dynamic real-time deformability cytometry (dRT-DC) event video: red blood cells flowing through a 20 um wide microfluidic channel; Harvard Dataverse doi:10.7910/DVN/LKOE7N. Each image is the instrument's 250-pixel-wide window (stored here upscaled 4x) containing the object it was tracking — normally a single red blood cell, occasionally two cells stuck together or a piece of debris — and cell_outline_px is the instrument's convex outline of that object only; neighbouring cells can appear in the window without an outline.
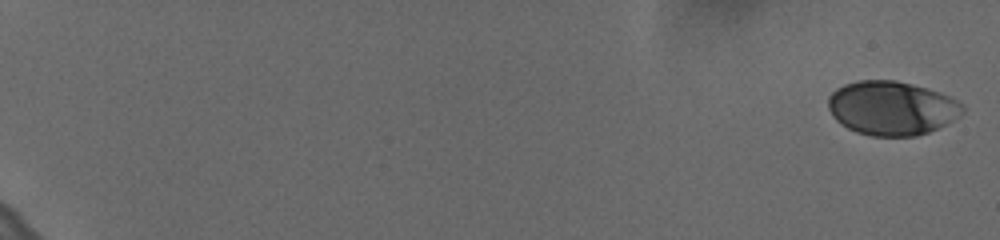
{"species": "human", "species_latin": "Homo sapiens", "temperature_condition": "cold", "stored_images_in_passage": 11, "camera_frame_rate_fps": 3000, "um_per_image_px": 0.085, "donor": {"sex": "female"}, "frame": {"image": 1, "passage_image": 1, "time_ms": 0.0, "image_size_px": [1000, 240], "cell_outline_px": [[964, 112], [960, 116], [928, 132], [916, 136], [872, 136], [856, 132], [840, 124], [832, 116], [828, 108], [828, 96], [836, 88], [844, 84], [860, 80], [896, 80], [928, 88], [952, 96], [964, 104]], "centroid_in_image_um": [75.8, 9.18], "position_along_channel_um": 9.2, "area_um2": 42.66}}
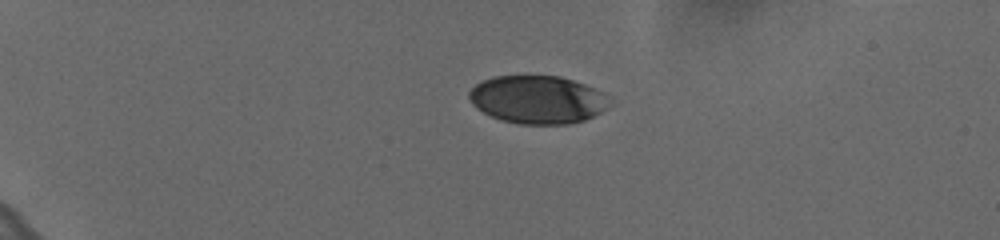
{"frame": {"image": 2, "passage_image": 7, "time_ms": 2.0, "image_size_px": [1000, 240], "cell_outline_px": [[612, 100], [600, 112], [584, 120], [568, 124], [516, 124], [500, 120], [476, 108], [472, 104], [468, 96], [468, 92], [476, 84], [492, 76], [560, 76], [584, 84], [604, 92]], "centroid_in_image_um": [45.68, 8.47], "position_along_channel_um": 39.3, "area_um2": 39.3}}
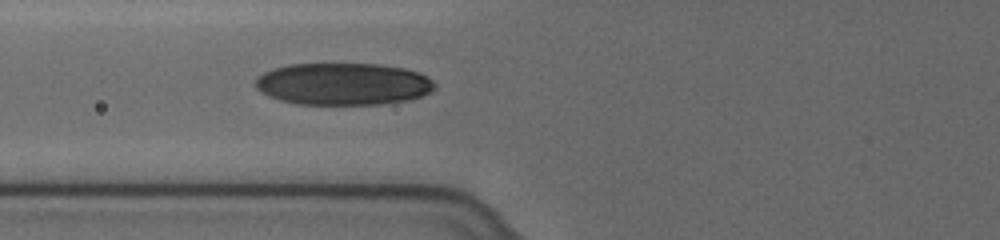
{"frame": {"image": 3, "passage_image": 11, "time_ms": 3.333, "image_size_px": [1000, 240], "cell_outline_px": [[436, 84], [428, 92], [420, 96], [408, 100], [380, 104], [296, 104], [280, 100], [268, 96], [260, 92], [256, 88], [256, 80], [264, 72], [272, 68], [288, 64], [376, 64], [404, 68], [428, 76]], "centroid_in_image_um": [29.13, 7.13], "position_along_channel_um": 96.7, "area_um2": 43.87}}